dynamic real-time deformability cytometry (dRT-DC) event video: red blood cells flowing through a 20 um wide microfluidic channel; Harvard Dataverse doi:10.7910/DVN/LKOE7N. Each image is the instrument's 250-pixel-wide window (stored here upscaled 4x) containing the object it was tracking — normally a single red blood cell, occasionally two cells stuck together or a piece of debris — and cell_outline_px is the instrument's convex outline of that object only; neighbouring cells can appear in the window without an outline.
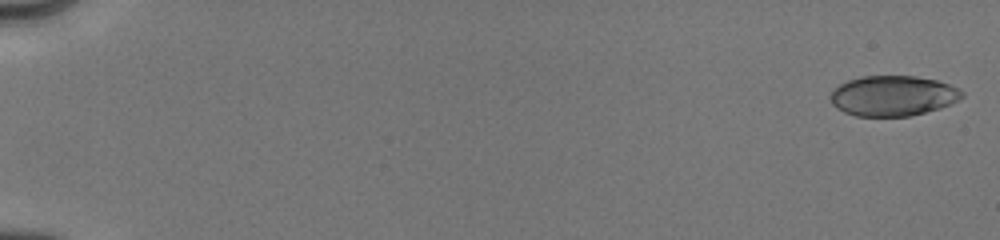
{"species": "human", "species_latin": "Homo sapiens", "temperature_condition": "cold", "stored_images_in_passage": 36, "camera_frame_rate_fps": 3000, "um_per_image_px": 0.085, "donor": {"sex": "male"}, "frame": {"image": 1, "passage_image": 1, "time_ms": 0.0, "image_size_px": [1000, 240], "cell_outline_px": [[964, 96], [940, 108], [912, 116], [856, 116], [844, 112], [836, 108], [832, 104], [832, 92], [840, 84], [848, 80], [864, 76], [916, 76], [936, 80], [948, 84], [964, 92]], "centroid_in_image_um": [75.9, 8.15], "position_along_channel_um": 9.1, "area_um2": 30.63}}
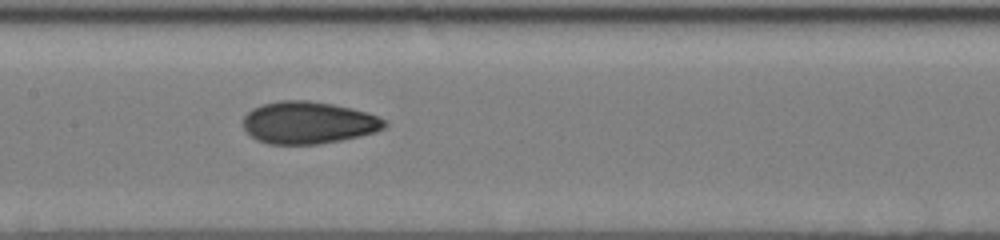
{"frame": {"image": 2, "passage_image": 20, "time_ms": 9.0, "image_size_px": [1000, 240], "cell_outline_px": [[388, 124], [384, 128], [376, 132], [360, 136], [320, 144], [268, 144], [256, 140], [244, 128], [244, 116], [252, 108], [264, 104], [280, 100], [308, 100], [332, 104], [352, 108], [368, 112], [388, 120]], "centroid_in_image_um": [26.25, 10.42], "position_along_channel_um": 181.1, "area_um2": 34.97}}
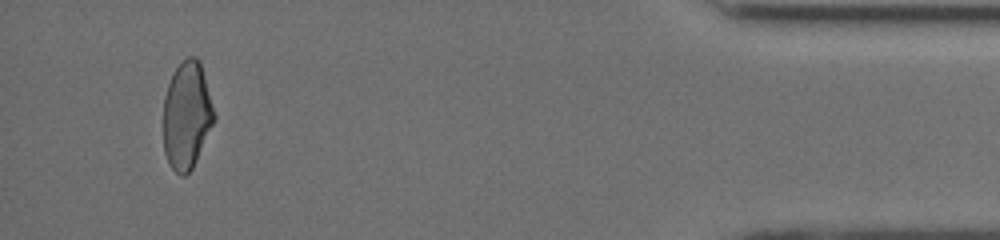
{"frame": {"image": 3, "passage_image": 35, "time_ms": 16.333, "image_size_px": [1000, 240], "cell_outline_px": [[216, 120], [192, 168], [184, 176], [180, 176], [168, 164], [164, 152], [164, 96], [172, 72], [188, 56], [196, 56], [200, 60], [216, 116]], "centroid_in_image_um": [15.88, 9.8], "position_along_channel_um": 419.3, "area_um2": 31.96}, "authors_computed_cell_mechanics": {"area_um2": 32.8882, "velocity_mm_per_s": 4.0335, "shape_relaxation_time_tau1_ms": 5.0568, "shape_relaxation_time_tau2_ms": 1.7865, "deformation_change_tau1": 0.152, "deformation_change_tau2": 0.0654}}